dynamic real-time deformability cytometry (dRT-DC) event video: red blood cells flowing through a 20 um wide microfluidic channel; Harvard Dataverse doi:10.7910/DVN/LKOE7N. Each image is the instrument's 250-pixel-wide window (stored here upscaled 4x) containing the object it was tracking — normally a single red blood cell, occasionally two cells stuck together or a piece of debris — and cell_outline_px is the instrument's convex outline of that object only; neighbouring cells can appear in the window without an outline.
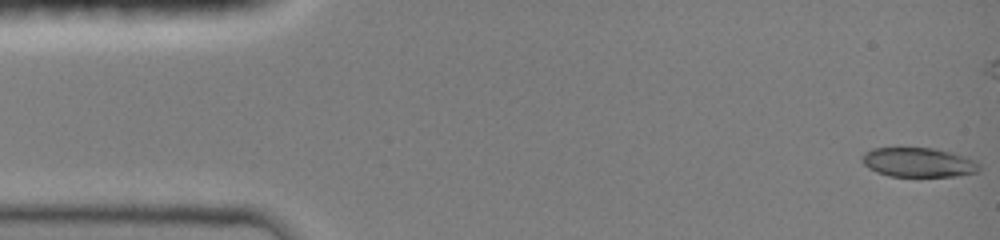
{"species": "common noctule bat (a hibernating species)", "species_latin": "Nyctalus noctula", "temperature_condition": "room temperature", "stored_images_in_passage": 15, "camera_frame_rate_fps": 3000, "um_per_image_px": 0.085, "animal": {"sex": "female", "body_mass_g": 19.0, "forearm_length_mm": 51.5}, "frame": {"image": 1, "passage_image": 1, "time_ms": 0.0, "image_size_px": [1000, 240], "cell_outline_px": [[980, 168], [976, 172], [956, 176], [892, 176], [876, 172], [868, 168], [864, 164], [864, 156], [872, 148], [932, 148], [948, 152], [960, 156], [980, 164]], "centroid_in_image_um": [78.04, 13.81], "position_along_channel_um": 7.0, "area_um2": 19.42}}